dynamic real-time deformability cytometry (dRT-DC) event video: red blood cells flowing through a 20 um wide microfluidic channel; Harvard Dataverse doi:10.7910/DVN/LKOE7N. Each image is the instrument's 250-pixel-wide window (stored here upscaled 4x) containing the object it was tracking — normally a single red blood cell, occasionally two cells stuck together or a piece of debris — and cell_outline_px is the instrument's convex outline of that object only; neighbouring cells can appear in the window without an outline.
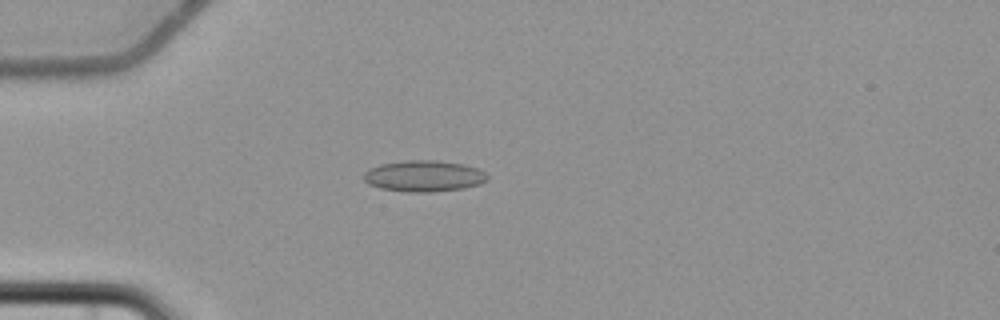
{"species": "common noctule bat (a hibernating species)", "species_latin": "Nyctalus noctula", "temperature_condition": "cold", "stored_images_in_passage": 1, "camera_frame_rate_fps": 3000, "um_per_image_px": 0.085, "animal": {"sex": "female", "body_mass_g": 22.7, "forearm_length_mm": 54.2}, "frame": {"image": 1, "passage_image": 1, "time_ms": 0.0, "image_size_px": [1000, 320], "cell_outline_px": [[488, 180], [480, 184], [464, 188], [432, 192], [408, 192], [380, 188], [368, 184], [364, 180], [364, 172], [380, 164], [408, 160], [436, 160], [464, 164], [476, 168], [484, 172], [488, 176]], "centroid_in_image_um": [36.04, 14.97], "position_along_channel_um": 49.0, "area_um2": 22.48}}